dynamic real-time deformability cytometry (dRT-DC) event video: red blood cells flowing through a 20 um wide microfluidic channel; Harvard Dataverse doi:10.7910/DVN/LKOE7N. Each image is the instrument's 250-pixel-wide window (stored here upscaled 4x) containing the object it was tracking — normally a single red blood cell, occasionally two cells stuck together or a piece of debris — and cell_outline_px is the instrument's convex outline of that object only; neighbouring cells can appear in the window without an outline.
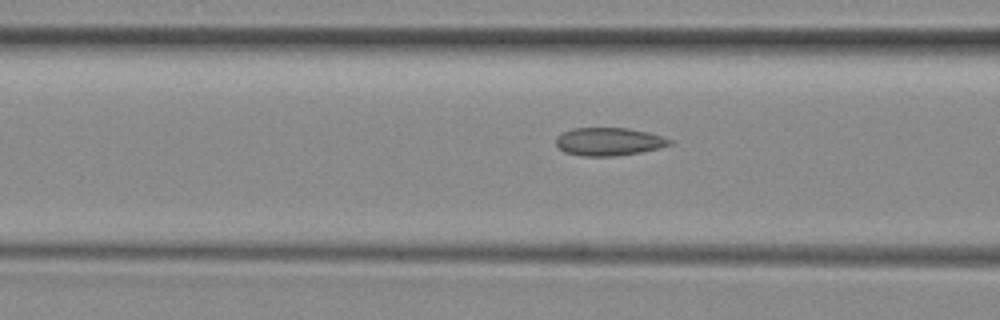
{"species": "common noctule bat (a hibernating species)", "species_latin": "Nyctalus noctula", "temperature_condition": "room temperature", "stored_images_in_passage": 7, "camera_frame_rate_fps": 3000, "um_per_image_px": 0.085, "animal": {"sex": "female", "body_mass_g": 29.2, "forearm_length_mm": 56.3}, "frame": {"image": 1, "passage_image": 5, "time_ms": 1.333, "image_size_px": [1000, 320], "cell_outline_px": [[672, 144], [660, 148], [640, 152], [616, 156], [584, 156], [564, 152], [556, 144], [556, 136], [572, 128], [628, 128], [648, 132], [672, 140]], "centroid_in_image_um": [51.75, 12.04], "position_along_channel_um": 114.9, "area_um2": 18.5}}